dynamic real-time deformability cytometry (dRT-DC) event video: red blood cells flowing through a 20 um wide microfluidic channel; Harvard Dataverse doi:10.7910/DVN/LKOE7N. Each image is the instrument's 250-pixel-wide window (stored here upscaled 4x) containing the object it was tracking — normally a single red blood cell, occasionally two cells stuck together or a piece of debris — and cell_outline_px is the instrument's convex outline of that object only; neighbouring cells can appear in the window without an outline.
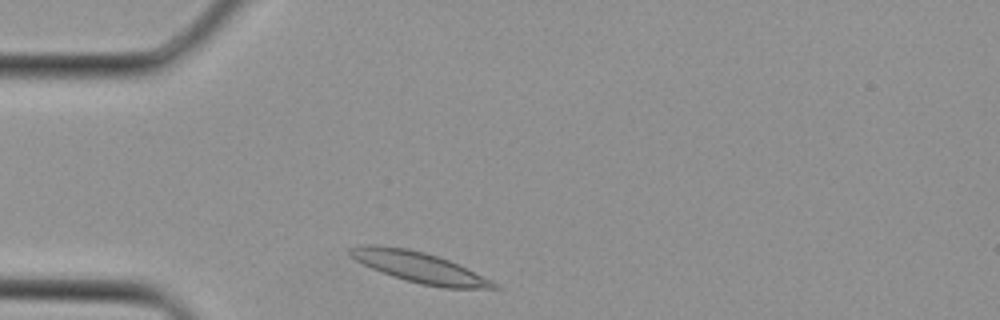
{"species": "Egyptian fruit bat (a non-hibernating species)", "species_latin": "Rousettus aegyptiacus", "temperature_condition": "cold", "stored_images_in_passage": 2, "camera_frame_rate_fps": 3000, "um_per_image_px": 0.085, "animal": {"sex": "female"}, "frame": {"image": 1, "passage_image": 2, "time_ms": 0.333, "image_size_px": [1000, 320], "cell_outline_px": [[500, 288], [444, 288], [420, 284], [404, 280], [392, 276], [372, 268], [356, 260], [348, 252], [348, 248], [360, 244], [376, 244], [408, 248], [424, 252], [448, 260], [492, 280]], "centroid_in_image_um": [35.58, 22.7], "position_along_channel_um": 49.4, "area_um2": 25.49}}